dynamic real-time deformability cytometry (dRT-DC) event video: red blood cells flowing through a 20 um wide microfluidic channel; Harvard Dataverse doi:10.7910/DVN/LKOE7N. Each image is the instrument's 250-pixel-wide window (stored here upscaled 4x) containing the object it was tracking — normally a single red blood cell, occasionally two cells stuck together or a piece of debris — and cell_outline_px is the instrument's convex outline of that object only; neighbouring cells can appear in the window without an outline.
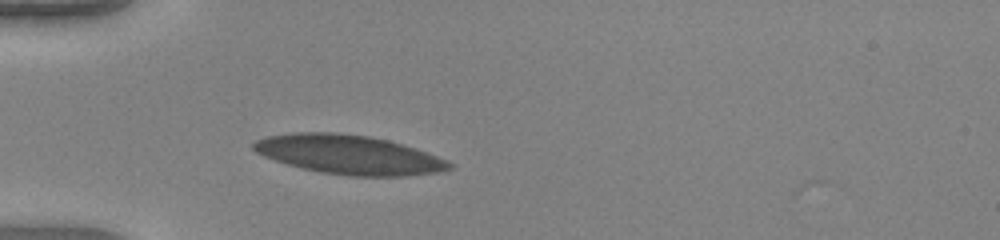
{"species": "human", "species_latin": "Homo sapiens", "temperature_condition": "warm", "stored_images_in_passage": 35, "camera_frame_rate_fps": 3000, "um_per_image_px": 0.085, "donor": {"sex": "female"}, "frame": {"image": 1, "passage_image": 7, "time_ms": 2.0, "image_size_px": [1000, 240], "cell_outline_px": [[452, 168], [436, 172], [404, 176], [348, 176], [320, 172], [288, 164], [264, 156], [256, 152], [252, 148], [252, 144], [256, 140], [264, 136], [292, 132], [332, 132], [368, 136], [388, 140], [448, 160], [452, 164]], "centroid_in_image_um": [29.6, 13.14], "position_along_channel_um": 55.4, "area_um2": 44.27}}
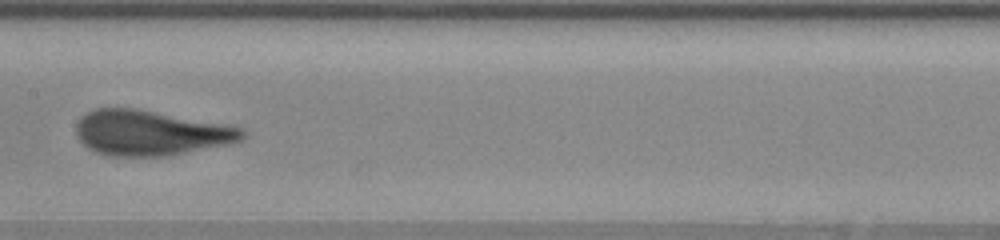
{"frame": {"image": 2, "passage_image": 18, "time_ms": 5.667, "image_size_px": [1000, 240], "cell_outline_px": [[244, 140], [228, 144], [168, 156], [112, 156], [96, 152], [88, 148], [80, 140], [76, 132], [76, 124], [88, 112], [96, 108], [136, 108], [228, 124], [244, 128]], "centroid_in_image_um": [12.84, 11.29], "position_along_channel_um": 194.6, "area_um2": 43.81}}
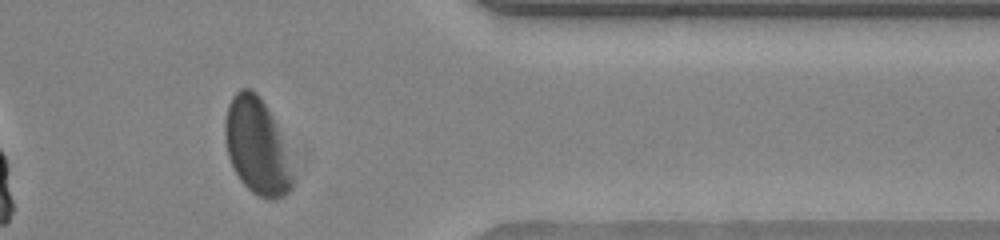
{"frame": {"image": 3, "passage_image": 33, "time_ms": 10.667, "image_size_px": [1000, 240], "cell_outline_px": [[292, 188], [284, 196], [272, 200], [260, 196], [252, 192], [240, 180], [228, 156], [224, 136], [224, 120], [228, 104], [232, 96], [240, 88], [252, 88], [256, 92], [272, 116], [276, 124], [292, 176]], "centroid_in_image_um": [21.77, 12.42], "position_along_channel_um": 389.6, "area_um2": 37.05}, "authors_computed_cell_mechanics": {"area_um2": 43.639, "velocity_mm_per_s": 4.1217, "shape_relaxation_time_tau1_ms": 2.5376, "shape_relaxation_time_tau2_ms": null, "deformation_change_tau1": 0.1265, "deformation_change_tau2": null}}